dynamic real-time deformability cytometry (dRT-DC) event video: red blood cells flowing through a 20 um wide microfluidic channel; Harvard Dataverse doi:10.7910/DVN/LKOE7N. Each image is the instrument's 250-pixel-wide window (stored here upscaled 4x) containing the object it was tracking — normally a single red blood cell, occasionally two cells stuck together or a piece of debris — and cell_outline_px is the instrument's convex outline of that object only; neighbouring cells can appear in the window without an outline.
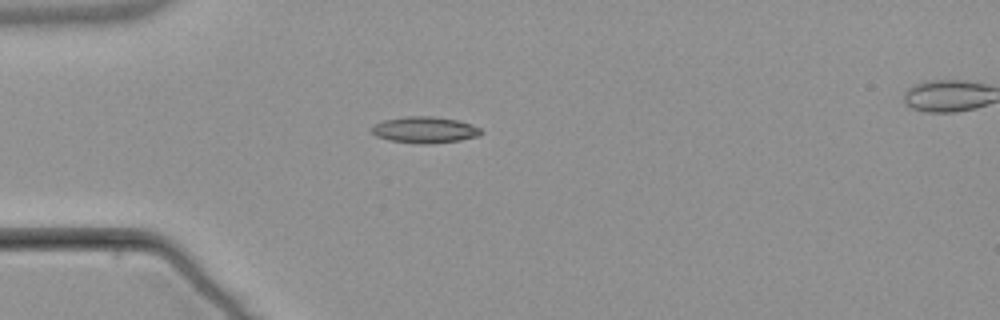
{"species": "common noctule bat (a hibernating species)", "species_latin": "Nyctalus noctula", "temperature_condition": "warm", "stored_images_in_passage": 5, "camera_frame_rate_fps": 3000, "um_per_image_px": 0.085, "animal": {"sex": "male", "body_mass_g": 21.5, "forearm_length_mm": 52.0}, "frame": {"image": 1, "passage_image": 4, "time_ms": 4.333, "image_size_px": [1000, 320], "cell_outline_px": [[484, 132], [480, 136], [460, 140], [424, 144], [420, 144], [388, 140], [376, 136], [368, 128], [384, 120], [408, 116], [432, 116], [456, 120], [472, 124], [480, 128]], "centroid_in_image_um": [36.11, 11.04], "position_along_channel_um": 48.9, "area_um2": 16.82}}